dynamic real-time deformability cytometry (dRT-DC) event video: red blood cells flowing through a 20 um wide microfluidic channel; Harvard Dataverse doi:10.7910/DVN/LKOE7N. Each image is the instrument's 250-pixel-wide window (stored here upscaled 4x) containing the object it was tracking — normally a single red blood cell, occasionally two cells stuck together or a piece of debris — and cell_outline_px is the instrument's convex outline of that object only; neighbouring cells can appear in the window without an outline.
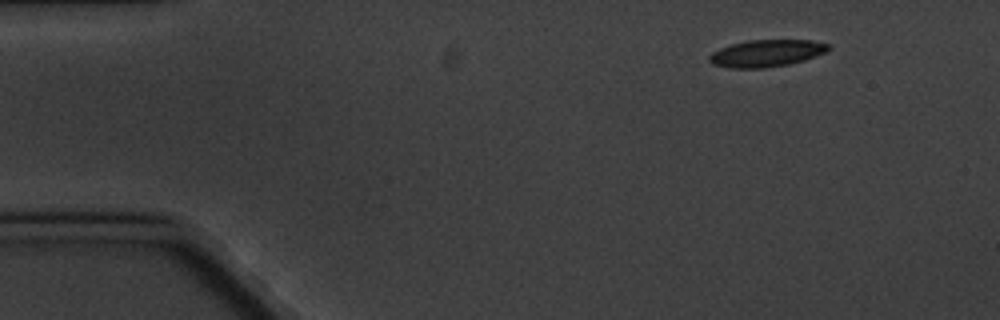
{"species": "common noctule bat (a hibernating species)", "species_latin": "Nyctalus noctula", "temperature_condition": "cold", "stored_images_in_passage": 5, "camera_frame_rate_fps": 3000, "um_per_image_px": 0.085, "animal": {"sex": "male", "body_mass_g": 20.1, "forearm_length_mm": 53.5}, "frame": {"image": 1, "passage_image": 1, "time_ms": 0.0, "image_size_px": [1000, 320], "cell_outline_px": [[832, 48], [828, 52], [804, 60], [788, 64], [764, 68], [728, 68], [712, 64], [708, 60], [708, 56], [712, 52], [720, 48], [732, 44], [748, 40], [812, 40], [828, 44]], "centroid_in_image_um": [65.16, 4.53], "position_along_channel_um": 19.8, "area_um2": 18.9}}
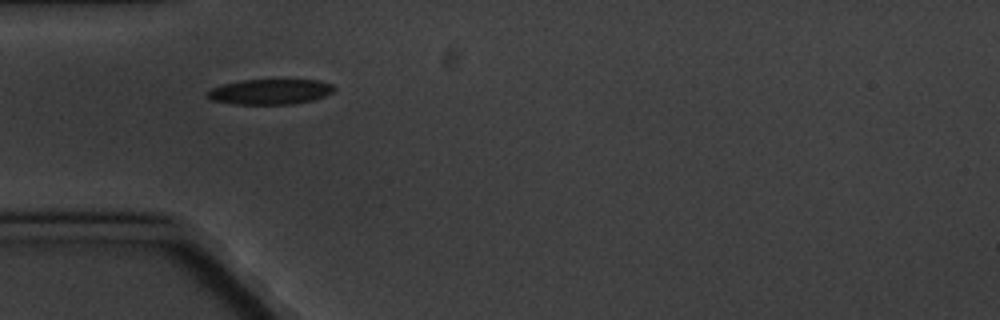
{"frame": {"image": 2, "passage_image": 4, "time_ms": 3.667, "image_size_px": [1000, 320], "cell_outline_px": [[336, 88], [332, 92], [324, 96], [312, 100], [292, 104], [236, 104], [212, 100], [204, 92], [212, 88], [224, 84], [244, 80], [320, 80], [332, 84]], "centroid_in_image_um": [22.97, 7.79], "position_along_channel_um": 62.0, "area_um2": 18.55}}